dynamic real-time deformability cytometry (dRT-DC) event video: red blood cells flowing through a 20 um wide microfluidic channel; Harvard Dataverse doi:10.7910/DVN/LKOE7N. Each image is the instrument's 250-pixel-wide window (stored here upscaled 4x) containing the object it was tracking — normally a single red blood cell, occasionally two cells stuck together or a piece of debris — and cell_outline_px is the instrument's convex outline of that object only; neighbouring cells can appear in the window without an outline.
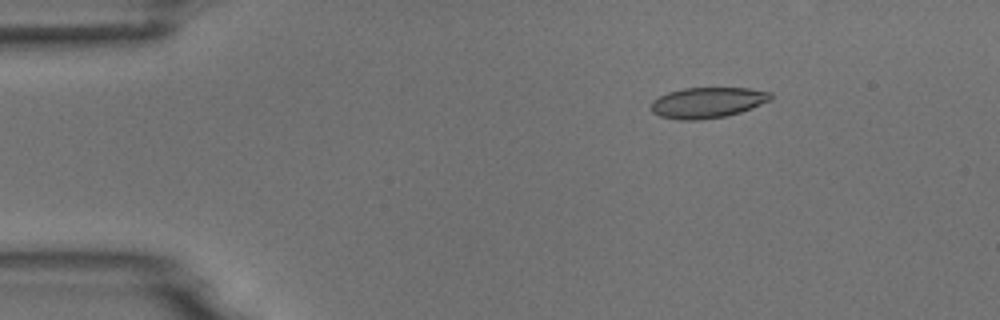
{"species": "common noctule bat (a hibernating species)", "species_latin": "Nyctalus noctula", "temperature_condition": "room temperature", "stored_images_in_passage": 4, "camera_frame_rate_fps": 3000, "um_per_image_px": 0.085, "animal": {"sex": "male", "body_mass_g": 18.8}, "frame": {"image": 1, "passage_image": 2, "time_ms": 2.0, "image_size_px": [1000, 320], "cell_outline_px": [[772, 100], [752, 108], [740, 112], [724, 116], [700, 120], [680, 120], [660, 116], [652, 112], [652, 100], [668, 92], [684, 88], [748, 88], [772, 92]], "centroid_in_image_um": [60.16, 8.72], "position_along_channel_um": 24.8, "area_um2": 21.39}}